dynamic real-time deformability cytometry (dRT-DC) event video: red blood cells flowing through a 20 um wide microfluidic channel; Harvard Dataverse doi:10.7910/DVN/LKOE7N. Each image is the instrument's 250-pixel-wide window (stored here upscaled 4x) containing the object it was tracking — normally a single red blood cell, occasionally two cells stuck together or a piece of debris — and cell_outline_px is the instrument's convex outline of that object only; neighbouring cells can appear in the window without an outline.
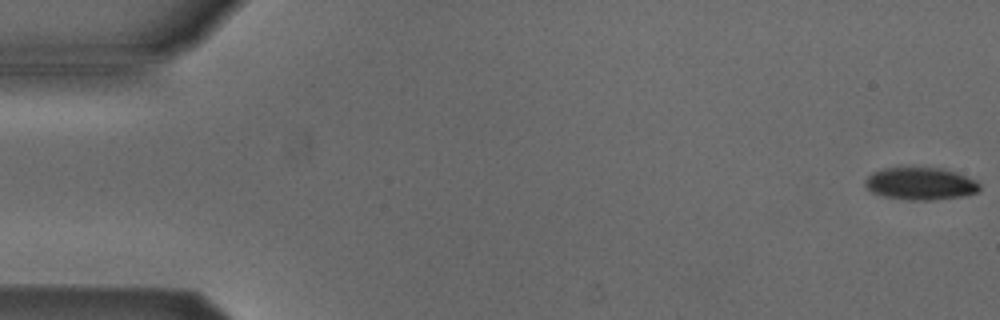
{"species": "Egyptian fruit bat (a non-hibernating species)", "species_latin": "Rousettus aegyptiacus", "temperature_condition": "cold", "stored_images_in_passage": 17, "camera_frame_rate_fps": 3000, "um_per_image_px": 0.085, "animal": {"sex": "male"}, "frame": {"image": 1, "passage_image": 1, "time_ms": 0.0, "image_size_px": [1000, 320], "cell_outline_px": [[980, 188], [976, 192], [964, 196], [928, 200], [908, 200], [884, 196], [872, 192], [864, 184], [864, 180], [872, 172], [884, 168], [944, 168], [976, 180], [980, 184]], "centroid_in_image_um": [78.23, 15.61], "position_along_channel_um": 6.8, "area_um2": 21.5}}
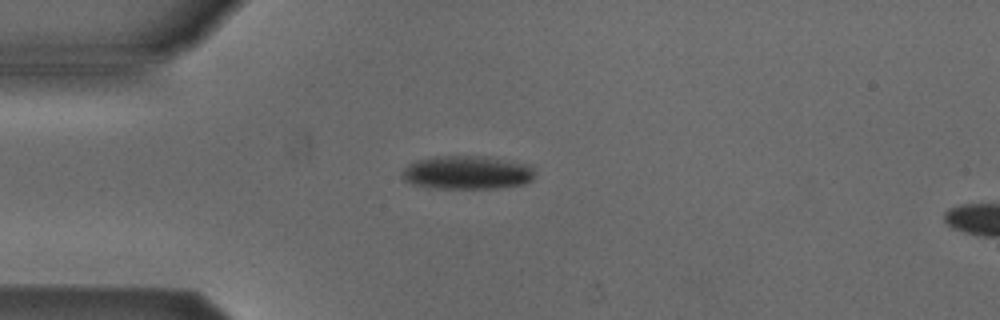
{"frame": {"image": 2, "passage_image": 14, "time_ms": 4.333, "image_size_px": [1000, 320], "cell_outline_px": [[536, 176], [532, 180], [524, 184], [496, 188], [436, 188], [412, 184], [404, 180], [400, 176], [400, 172], [408, 164], [416, 160], [432, 156], [488, 156], [532, 164], [536, 172]], "centroid_in_image_um": [39.74, 14.65], "position_along_channel_um": 45.3, "area_um2": 26.53}}